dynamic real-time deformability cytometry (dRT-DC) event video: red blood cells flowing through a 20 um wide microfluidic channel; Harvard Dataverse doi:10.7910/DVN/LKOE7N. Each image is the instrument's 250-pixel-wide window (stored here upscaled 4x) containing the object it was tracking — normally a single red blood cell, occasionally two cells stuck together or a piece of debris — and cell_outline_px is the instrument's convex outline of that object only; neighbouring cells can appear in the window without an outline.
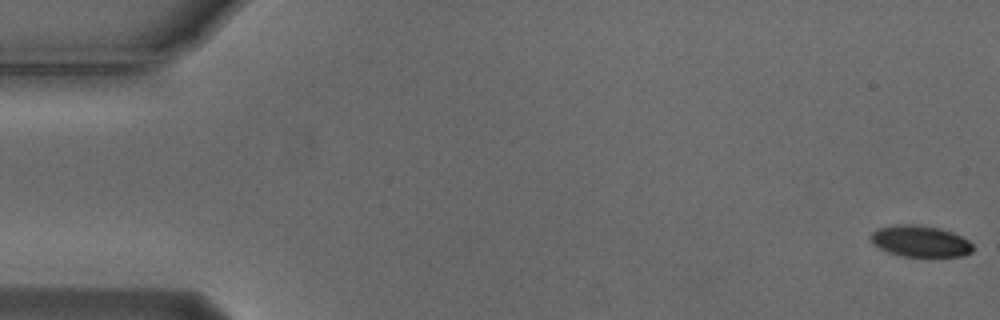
{"species": "Egyptian fruit bat (a non-hibernating species)", "species_latin": "Rousettus aegyptiacus", "temperature_condition": "cold", "stored_images_in_passage": 56, "camera_frame_rate_fps": 3000, "um_per_image_px": 0.085, "animal": {"sex": "male"}, "frame": {"image": 1, "passage_image": 1, "time_ms": 0.0, "image_size_px": [1000, 320], "cell_outline_px": [[972, 252], [964, 256], [904, 256], [888, 252], [872, 244], [868, 236], [876, 228], [896, 224], [912, 224], [940, 228], [952, 232], [968, 240], [972, 244]], "centroid_in_image_um": [78.17, 20.49], "position_along_channel_um": 6.8, "area_um2": 18.73}}
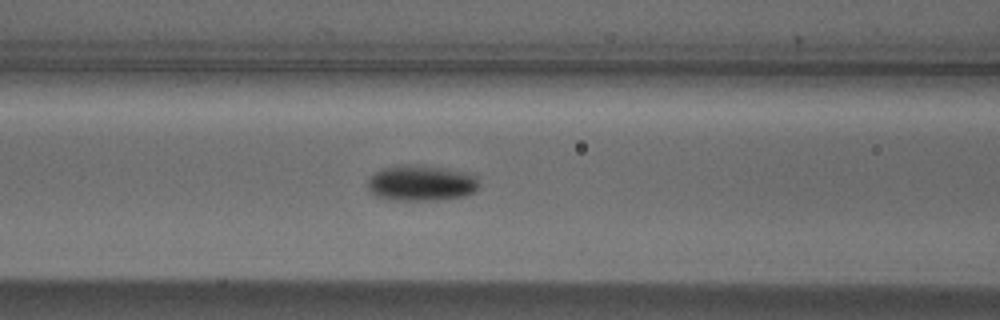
{"frame": {"image": 2, "passage_image": 23, "time_ms": 7.333, "image_size_px": [1000, 320], "cell_outline_px": [[480, 188], [476, 192], [468, 196], [440, 200], [384, 200], [368, 192], [368, 180], [380, 168], [440, 168], [460, 172], [476, 176], [480, 184]], "centroid_in_image_um": [35.83, 15.65], "position_along_channel_um": 130.8, "area_um2": 22.54}}
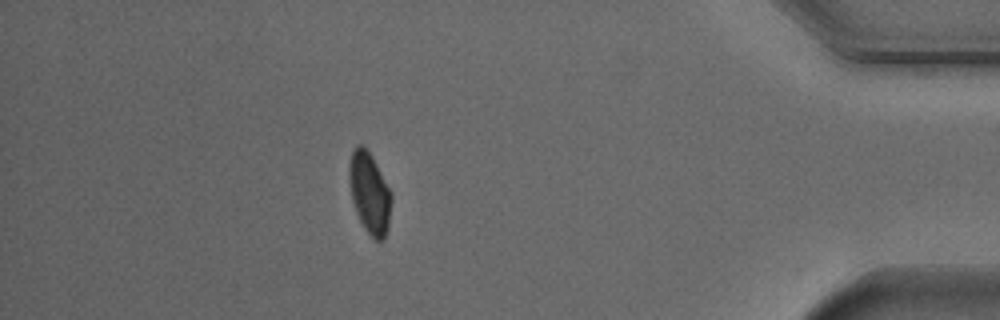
{"frame": {"image": 3, "passage_image": 49, "time_ms": 16.0, "image_size_px": [1000, 320], "cell_outline_px": [[392, 200], [388, 228], [384, 240], [380, 244], [364, 228], [356, 212], [352, 200], [348, 176], [348, 164], [352, 152], [356, 144], [364, 144], [372, 156], [392, 192]], "centroid_in_image_um": [31.42, 16.39], "position_along_channel_um": 403.8, "area_um2": 20.35}, "authors_computed_cell_mechanics": {"area_um2": 20.3456, "velocity_mm_per_s": 3.709, "shape_relaxation_time_tau1_ms": 4.3212, "shape_relaxation_time_tau2_ms": null, "deformation_change_tau1": 0.1383, "deformation_change_tau2": null}}